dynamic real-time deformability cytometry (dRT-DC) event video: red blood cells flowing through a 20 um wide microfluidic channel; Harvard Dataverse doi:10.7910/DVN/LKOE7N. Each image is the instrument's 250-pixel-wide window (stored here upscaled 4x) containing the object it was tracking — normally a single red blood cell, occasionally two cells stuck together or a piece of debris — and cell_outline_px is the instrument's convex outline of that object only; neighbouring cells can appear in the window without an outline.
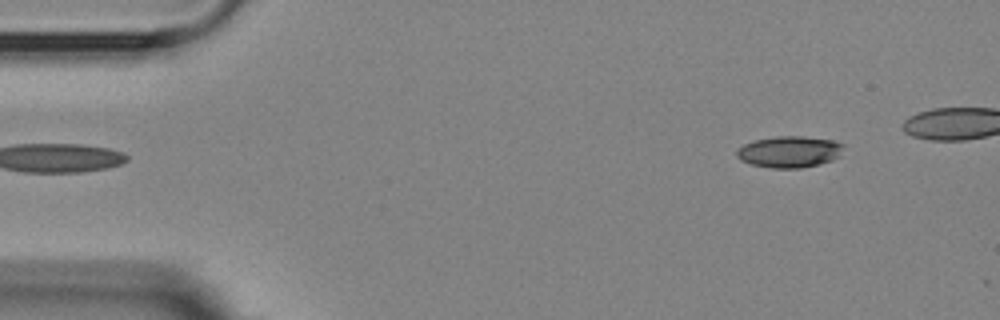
{"species": "Egyptian fruit bat (a non-hibernating species)", "species_latin": "Rousettus aegyptiacus", "temperature_condition": "room temperature", "stored_images_in_passage": 4, "segment_of_instrument_passage": [2, 2], "camera_frame_rate_fps": 3000, "um_per_image_px": 0.085, "animal": {"sex": "female"}, "frame": {"image": 1, "passage_image": 4, "time_ms": 3.333, "image_size_px": [1000, 320], "cell_outline_px": [[844, 144], [836, 156], [832, 160], [820, 164], [800, 168], [772, 168], [752, 164], [740, 160], [736, 156], [736, 148], [744, 144], [756, 140], [776, 136], [800, 136], [832, 140]], "centroid_in_image_um": [67.04, 12.9], "position_along_channel_um": 18.0, "area_um2": 19.36}}